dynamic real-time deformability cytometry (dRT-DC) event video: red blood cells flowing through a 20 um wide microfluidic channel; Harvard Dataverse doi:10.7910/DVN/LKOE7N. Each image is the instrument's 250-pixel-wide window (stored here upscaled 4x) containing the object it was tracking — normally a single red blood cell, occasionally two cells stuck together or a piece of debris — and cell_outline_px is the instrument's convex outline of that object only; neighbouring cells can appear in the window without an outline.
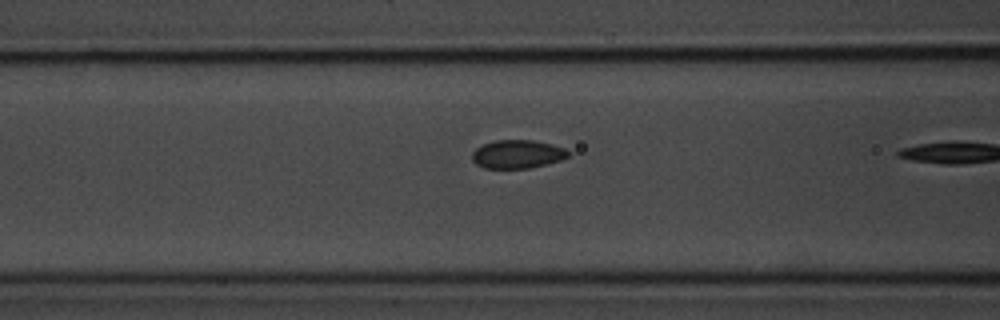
{"species": "common noctule bat (a hibernating species)", "species_latin": "Nyctalus noctula", "temperature_condition": "room temperature", "stored_images_in_passage": 7, "camera_frame_rate_fps": 3000, "um_per_image_px": 0.085, "animal": {"sex": "male", "body_mass_g": 20.1, "forearm_length_mm": 53.5}, "frame": {"image": 1, "passage_image": 6, "time_ms": 1.667, "image_size_px": [1000, 320], "cell_outline_px": [[568, 156], [560, 160], [528, 168], [484, 168], [476, 164], [472, 160], [472, 152], [476, 148], [484, 144], [496, 140], [532, 140], [552, 144], [564, 148], [568, 152]], "centroid_in_image_um": [43.94, 13.1], "position_along_channel_um": 122.7, "area_um2": 15.72}}